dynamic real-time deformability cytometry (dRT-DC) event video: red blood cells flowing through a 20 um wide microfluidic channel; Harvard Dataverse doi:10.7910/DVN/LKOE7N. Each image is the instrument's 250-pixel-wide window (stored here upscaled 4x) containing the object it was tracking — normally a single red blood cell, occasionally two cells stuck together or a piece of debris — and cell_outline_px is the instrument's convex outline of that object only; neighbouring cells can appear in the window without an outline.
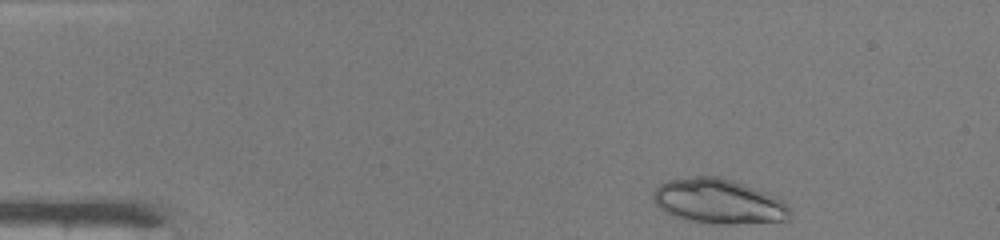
{"species": "common noctule bat (a hibernating species)", "species_latin": "Nyctalus noctula", "temperature_condition": "warm", "stored_images_in_passage": 42, "camera_frame_rate_fps": 3000, "um_per_image_px": 0.085, "animal": {"sex": "male", "body_mass_g": 19.0, "forearm_length_mm": 50.8}, "frame": {"image": 1, "passage_image": 1, "time_ms": 0.0, "image_size_px": [1000, 240], "cell_outline_px": [[792, 216], [788, 220], [732, 224], [716, 224], [684, 220], [660, 208], [656, 204], [652, 196], [652, 192], [660, 184], [668, 180], [696, 176], [720, 176], [744, 184], [776, 196], [788, 204], [792, 212]], "centroid_in_image_um": [61.11, 17.12], "position_along_channel_um": 23.9, "area_um2": 35.78}}
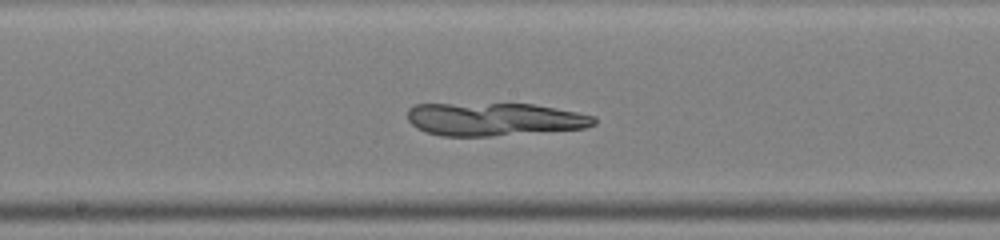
{"frame": {"image": 2, "passage_image": 20, "time_ms": 6.333, "image_size_px": [1000, 240], "cell_outline_px": [[596, 124], [584, 128], [492, 136], [440, 136], [424, 132], [416, 128], [408, 120], [408, 108], [416, 104], [532, 104], [576, 112], [596, 116]], "centroid_in_image_um": [41.98, 10.14], "position_along_channel_um": 206.2, "area_um2": 35.84}}
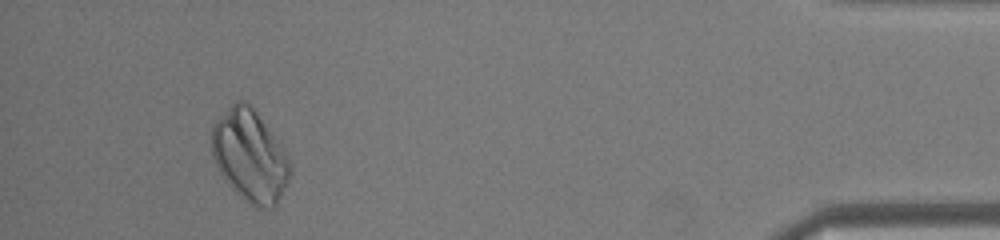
{"frame": {"image": 3, "passage_image": 39, "time_ms": 12.667, "image_size_px": [1000, 240], "cell_outline_px": [[292, 172], [276, 204], [272, 208], [256, 208], [232, 188], [224, 180], [212, 156], [212, 124], [236, 100], [244, 100], [256, 112], [280, 140], [292, 164]], "centroid_in_image_um": [21.26, 13.23], "position_along_channel_um": 413.9, "area_um2": 41.85}}